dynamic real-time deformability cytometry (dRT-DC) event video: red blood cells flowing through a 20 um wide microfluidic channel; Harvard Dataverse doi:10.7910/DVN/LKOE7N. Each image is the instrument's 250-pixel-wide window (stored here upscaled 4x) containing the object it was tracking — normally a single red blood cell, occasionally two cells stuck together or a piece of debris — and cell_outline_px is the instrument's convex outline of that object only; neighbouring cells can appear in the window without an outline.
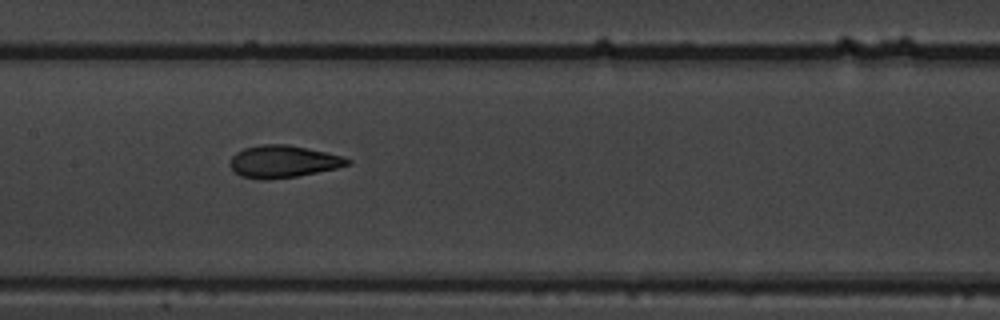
{"species": "common noctule bat (a hibernating species)", "species_latin": "Nyctalus noctula", "temperature_condition": "warm", "stored_images_in_passage": 6, "camera_frame_rate_fps": 3000, "um_per_image_px": 0.085, "animal": {"sex": "male", "body_mass_g": 19.5, "forearm_length_mm": 54.6}, "frame": {"image": 1, "passage_image": 5, "time_ms": 1.333, "image_size_px": [1000, 320], "cell_outline_px": [[352, 164], [336, 168], [296, 176], [264, 180], [240, 176], [228, 164], [232, 156], [236, 152], [244, 148], [260, 144], [288, 144], [344, 156], [352, 160]], "centroid_in_image_um": [24.07, 13.72], "position_along_channel_um": 183.3, "area_um2": 22.08}}
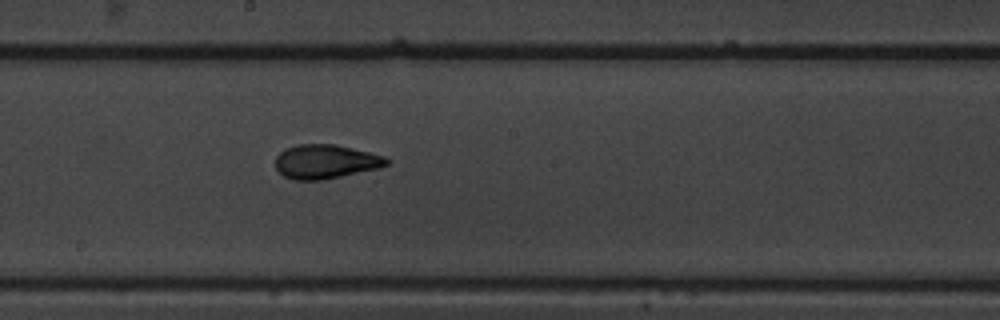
{"frame": {"image": 2, "passage_image": 6, "time_ms": 1.667, "image_size_px": [1000, 320], "cell_outline_px": [[392, 160], [388, 164], [380, 168], [324, 180], [292, 180], [284, 176], [276, 168], [276, 156], [284, 148], [296, 144], [336, 144], [384, 156]], "centroid_in_image_um": [27.68, 13.74], "position_along_channel_um": 220.5, "area_um2": 22.31}}